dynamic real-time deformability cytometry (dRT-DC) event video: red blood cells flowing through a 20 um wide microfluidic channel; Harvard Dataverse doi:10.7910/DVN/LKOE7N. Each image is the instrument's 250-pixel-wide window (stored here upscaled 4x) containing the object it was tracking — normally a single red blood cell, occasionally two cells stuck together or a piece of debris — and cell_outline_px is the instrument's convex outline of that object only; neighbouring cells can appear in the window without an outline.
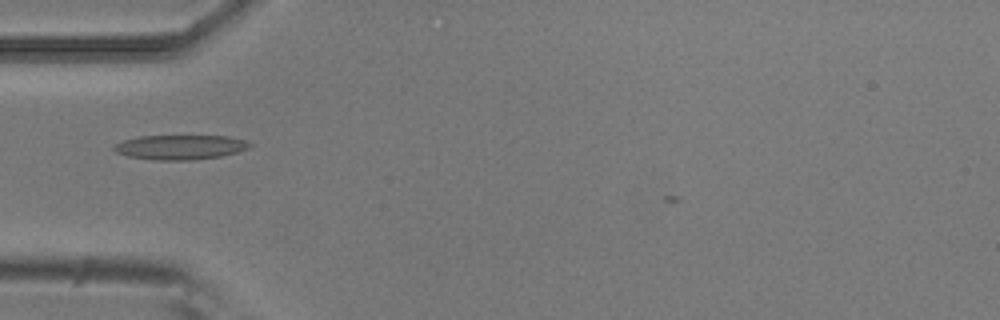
{"species": "common noctule bat (a hibernating species)", "species_latin": "Nyctalus noctula", "temperature_condition": "room temperature", "stored_images_in_passage": 4, "camera_frame_rate_fps": 3000, "um_per_image_px": 0.085, "animal": {"sex": "male", "body_mass_g": 20.5, "forearm_length_mm": 52.5}, "frame": {"image": 1, "passage_image": 1, "time_ms": 0.0, "image_size_px": [1000, 320], "cell_outline_px": [[252, 144], [248, 148], [236, 152], [220, 156], [192, 160], [156, 160], [128, 156], [116, 152], [112, 148], [116, 144], [124, 140], [136, 136], [228, 136], [244, 140]], "centroid_in_image_um": [15.29, 12.51], "position_along_channel_um": 69.7, "area_um2": 19.31}}
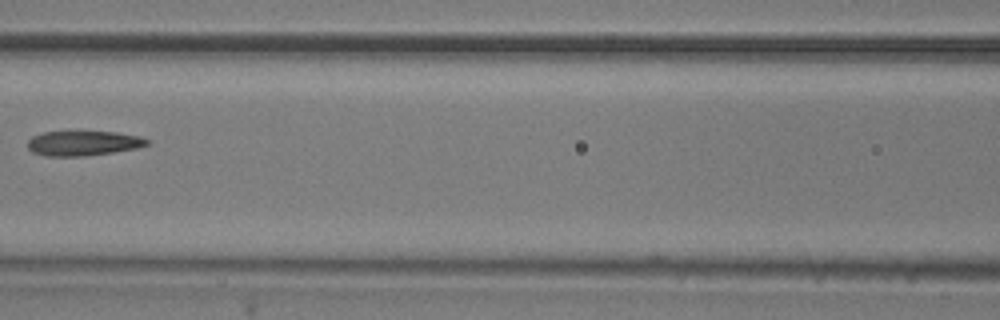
{"frame": {"image": 2, "passage_image": 3, "time_ms": 0.667, "image_size_px": [1000, 320], "cell_outline_px": [[152, 144], [136, 148], [112, 152], [84, 156], [44, 156], [32, 152], [28, 148], [28, 140], [32, 136], [44, 132], [116, 132], [140, 136], [148, 140]], "centroid_in_image_um": [7.08, 12.18], "position_along_channel_um": 159.5, "area_um2": 17.22}}
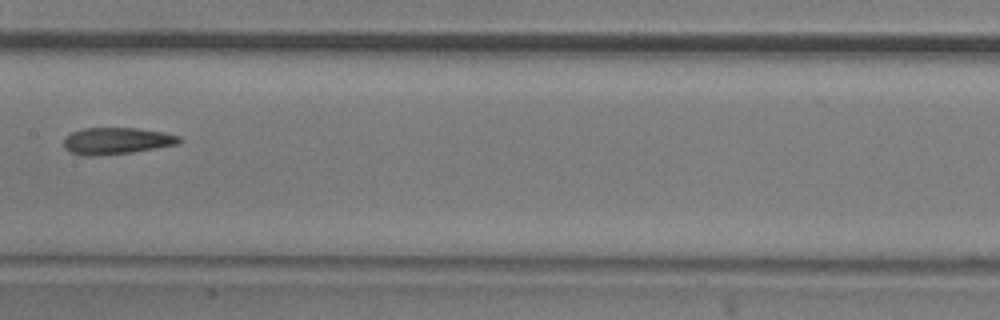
{"frame": {"image": 3, "passage_image": 4, "time_ms": 1.0, "image_size_px": [1000, 320], "cell_outline_px": [[180, 144], [132, 152], [100, 156], [84, 156], [68, 152], [64, 148], [64, 140], [72, 132], [84, 128], [136, 128], [164, 132], [180, 136]], "centroid_in_image_um": [9.9, 11.98], "position_along_channel_um": 197.5, "area_um2": 18.09}}